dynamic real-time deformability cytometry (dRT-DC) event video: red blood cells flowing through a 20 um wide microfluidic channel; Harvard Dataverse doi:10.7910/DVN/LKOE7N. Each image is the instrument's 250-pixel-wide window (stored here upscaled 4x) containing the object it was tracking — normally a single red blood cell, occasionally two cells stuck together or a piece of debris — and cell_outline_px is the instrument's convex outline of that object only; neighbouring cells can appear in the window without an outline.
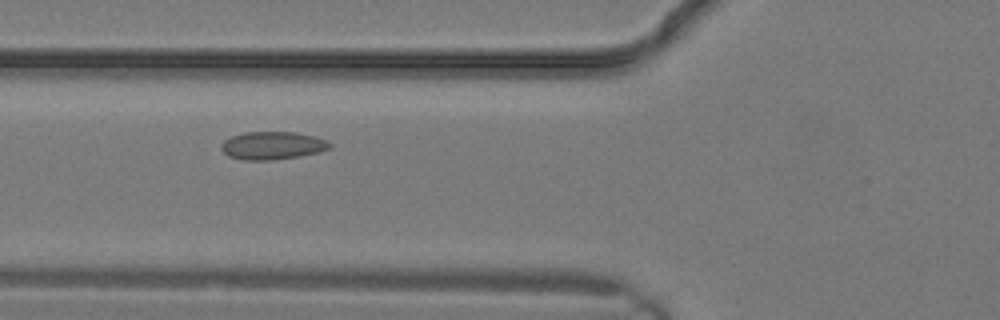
{"species": "common noctule bat (a hibernating species)", "species_latin": "Nyctalus noctula", "temperature_condition": "warm", "stored_images_in_passage": 17, "camera_frame_rate_fps": 3000, "um_per_image_px": 0.085, "animal": {"sex": "male", "body_mass_g": 19.2, "forearm_length_mm": 51.8}, "frame": {"image": 1, "passage_image": 9, "time_ms": 2.667, "image_size_px": [1000, 320], "cell_outline_px": [[332, 148], [320, 152], [300, 156], [272, 160], [244, 160], [228, 156], [220, 148], [220, 144], [224, 140], [232, 136], [244, 132], [296, 132], [312, 136], [324, 140], [332, 144]], "centroid_in_image_um": [23.14, 12.37], "position_along_channel_um": 102.7, "area_um2": 17.69}}
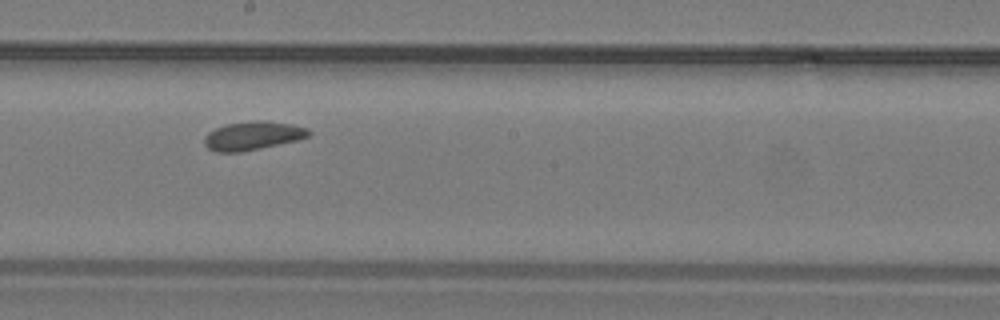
{"frame": {"image": 2, "passage_image": 14, "time_ms": 4.333, "image_size_px": [1000, 320], "cell_outline_px": [[312, 132], [308, 136], [296, 140], [260, 148], [240, 152], [216, 152], [208, 148], [204, 144], [204, 136], [208, 132], [216, 128], [228, 124], [256, 120], [264, 120], [292, 124], [308, 128]], "centroid_in_image_um": [21.48, 11.53], "position_along_channel_um": 226.7, "area_um2": 17.28}}
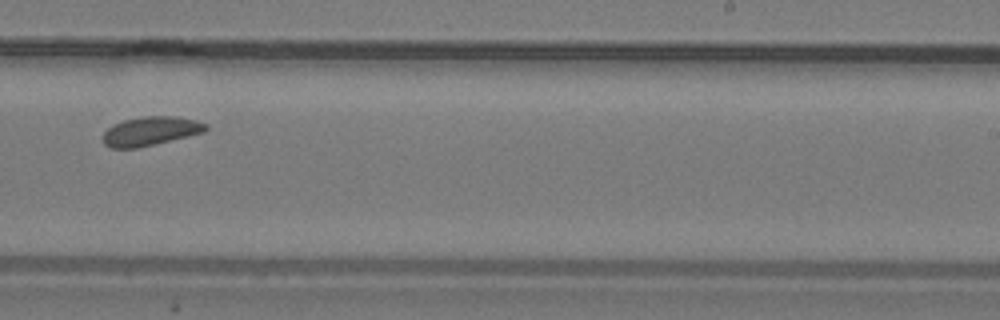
{"frame": {"image": 3, "passage_image": 16, "time_ms": 5.0, "image_size_px": [1000, 320], "cell_outline_px": [[208, 128], [204, 132], [156, 144], [136, 148], [112, 148], [104, 144], [104, 132], [112, 124], [124, 120], [140, 116], [180, 116], [196, 120], [208, 124]], "centroid_in_image_um": [12.82, 11.13], "position_along_channel_um": 276.2, "area_um2": 17.46}}